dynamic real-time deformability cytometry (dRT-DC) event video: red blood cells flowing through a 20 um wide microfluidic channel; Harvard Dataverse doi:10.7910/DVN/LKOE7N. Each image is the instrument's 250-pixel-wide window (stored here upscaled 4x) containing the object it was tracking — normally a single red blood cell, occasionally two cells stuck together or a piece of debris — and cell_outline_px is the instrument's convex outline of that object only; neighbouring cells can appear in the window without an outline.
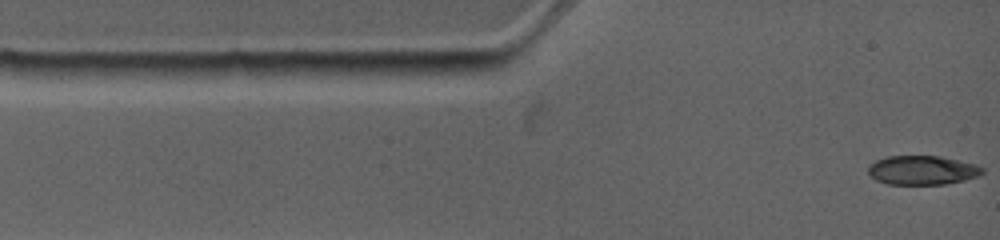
{"species": "common noctule bat (a hibernating species)", "species_latin": "Nyctalus noctula", "temperature_condition": "warm", "stored_images_in_passage": 3, "camera_frame_rate_fps": 4500, "um_per_image_px": 0.085, "animal": {"sex": "female", "body_mass_g": 19.0, "forearm_length_mm": 53.3}, "frame": {"image": 1, "passage_image": 1, "time_ms": 0.0, "image_size_px": [1000, 240], "cell_outline_px": [[984, 172], [980, 176], [964, 180], [944, 184], [888, 184], [876, 180], [868, 172], [868, 164], [876, 160], [888, 156], [940, 156], [976, 164], [984, 168]], "centroid_in_image_um": [78.41, 14.46], "position_along_channel_um": 6.6, "area_um2": 19.42}}
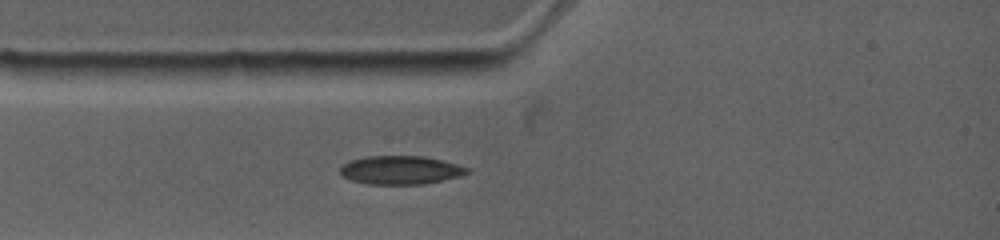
{"frame": {"image": 2, "passage_image": 3, "time_ms": 2.222, "image_size_px": [1000, 240], "cell_outline_px": [[472, 172], [460, 176], [424, 184], [368, 184], [352, 180], [344, 176], [340, 172], [340, 168], [344, 164], [352, 160], [364, 156], [424, 156], [456, 164], [468, 168]], "centroid_in_image_um": [34.06, 14.45], "position_along_channel_um": 50.9, "area_um2": 20.92}}